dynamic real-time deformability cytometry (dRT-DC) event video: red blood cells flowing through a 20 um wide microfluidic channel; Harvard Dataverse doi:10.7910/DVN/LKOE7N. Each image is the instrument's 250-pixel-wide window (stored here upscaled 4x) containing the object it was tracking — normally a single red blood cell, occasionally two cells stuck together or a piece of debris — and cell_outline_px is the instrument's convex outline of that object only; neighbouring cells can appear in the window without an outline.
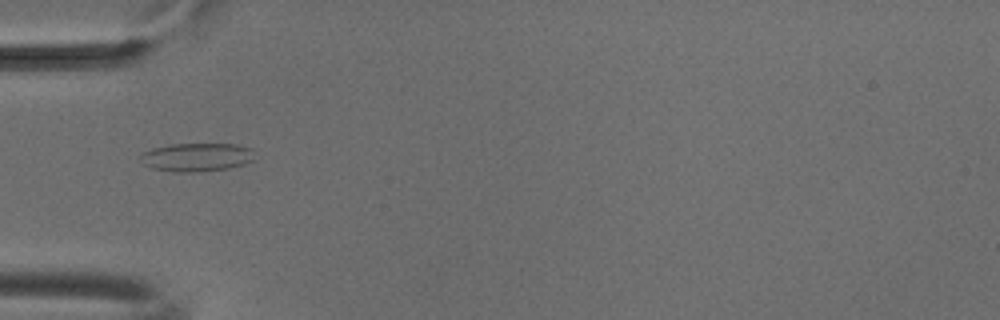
{"species": "common noctule bat (a hibernating species)", "species_latin": "Nyctalus noctula", "temperature_condition": "cold", "stored_images_in_passage": 4, "camera_frame_rate_fps": 3000, "um_per_image_px": 0.085, "animal": {"sex": "male", "body_mass_g": 18.8}, "frame": {"image": 1, "passage_image": 1, "time_ms": 0.0, "image_size_px": [1000, 320], "cell_outline_px": [[252, 160], [244, 164], [228, 168], [196, 172], [172, 172], [152, 168], [144, 164], [140, 156], [144, 152], [152, 148], [172, 144], [236, 144], [252, 148]], "centroid_in_image_um": [16.7, 13.36], "position_along_channel_um": 68.3, "area_um2": 18.79}}
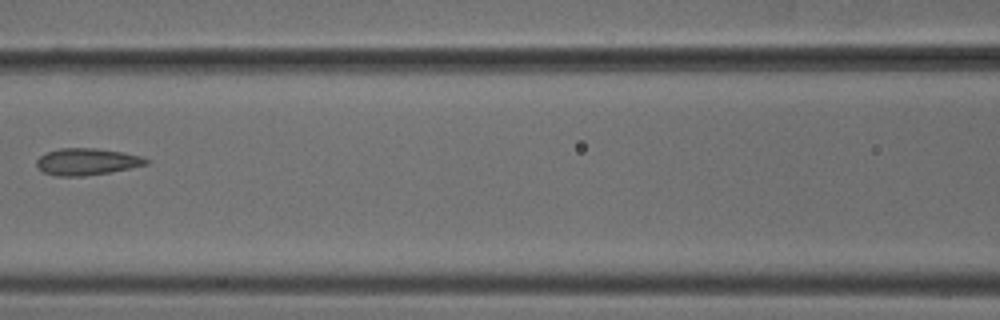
{"frame": {"image": 2, "passage_image": 3, "time_ms": 0.667, "image_size_px": [1000, 320], "cell_outline_px": [[148, 164], [132, 168], [84, 176], [56, 176], [44, 172], [36, 164], [36, 160], [40, 156], [48, 152], [60, 148], [96, 148], [124, 152], [140, 156], [148, 160]], "centroid_in_image_um": [7.39, 13.74], "position_along_channel_um": 159.2, "area_um2": 16.99}}
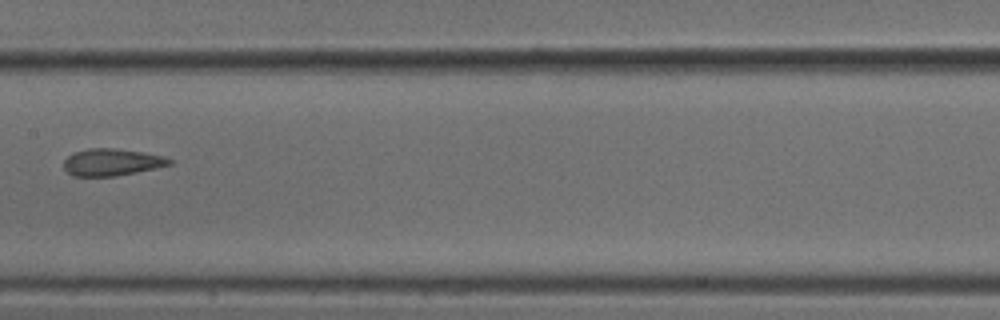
{"frame": {"image": 3, "passage_image": 4, "time_ms": 1.0, "image_size_px": [1000, 320], "cell_outline_px": [[172, 164], [136, 172], [116, 176], [72, 176], [64, 168], [64, 160], [72, 152], [88, 148], [116, 148], [164, 156], [172, 160]], "centroid_in_image_um": [9.46, 13.78], "position_along_channel_um": 197.9, "area_um2": 16.59}}